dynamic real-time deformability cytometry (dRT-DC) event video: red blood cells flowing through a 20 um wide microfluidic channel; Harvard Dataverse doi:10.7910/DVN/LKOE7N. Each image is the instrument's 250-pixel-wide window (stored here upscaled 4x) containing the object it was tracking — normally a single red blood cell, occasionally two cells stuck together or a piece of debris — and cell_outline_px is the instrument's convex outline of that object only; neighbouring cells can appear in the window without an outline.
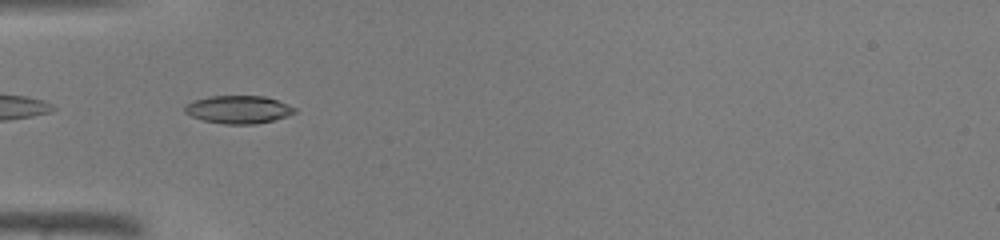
{"species": "common noctule bat (a hibernating species)", "species_latin": "Nyctalus noctula", "temperature_condition": "warm", "stored_images_in_passage": 31, "camera_frame_rate_fps": 3000, "um_per_image_px": 0.085, "animal": {"sex": "male", "body_mass_g": 19.0, "forearm_length_mm": 50.8}, "frame": {"image": 1, "passage_image": 12, "time_ms": 3.667, "image_size_px": [1000, 240], "cell_outline_px": [[296, 112], [288, 116], [272, 120], [252, 124], [224, 124], [204, 120], [192, 116], [184, 112], [184, 108], [188, 104], [196, 100], [212, 96], [264, 96], [288, 104], [296, 108]], "centroid_in_image_um": [20.3, 9.31], "position_along_channel_um": 64.7, "area_um2": 17.57}}
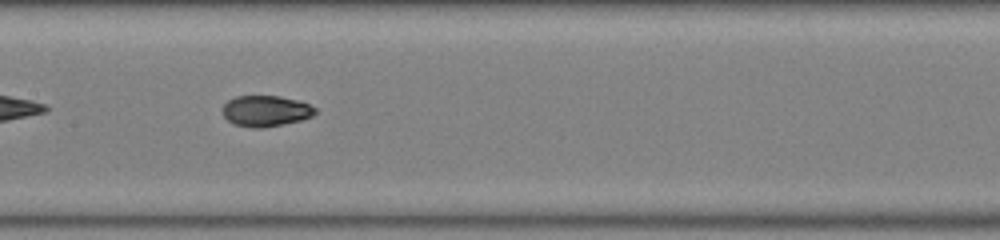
{"frame": {"image": 2, "passage_image": 20, "time_ms": 6.333, "image_size_px": [1000, 240], "cell_outline_px": [[316, 112], [312, 116], [300, 120], [264, 128], [252, 128], [232, 124], [224, 116], [220, 108], [228, 100], [236, 96], [280, 96], [296, 100], [308, 104], [316, 108]], "centroid_in_image_um": [22.54, 9.44], "position_along_channel_um": 184.9, "area_um2": 16.76}}
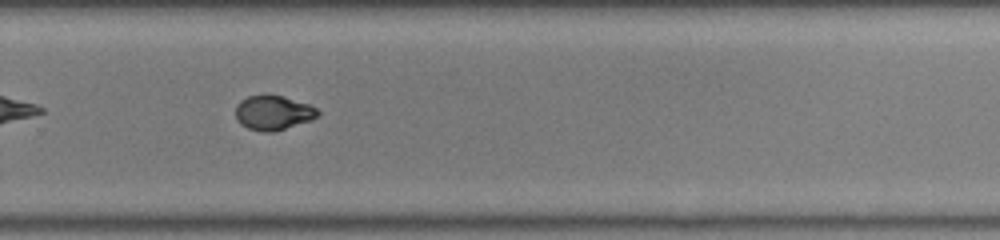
{"frame": {"image": 3, "passage_image": 28, "time_ms": 9.0, "image_size_px": [1000, 240], "cell_outline_px": [[320, 116], [312, 120], [272, 132], [264, 132], [248, 128], [240, 124], [236, 120], [236, 104], [240, 100], [248, 96], [284, 96], [308, 104], [316, 108], [320, 112]], "centroid_in_image_um": [23.23, 9.59], "position_along_channel_um": 306.6, "area_um2": 16.47}}